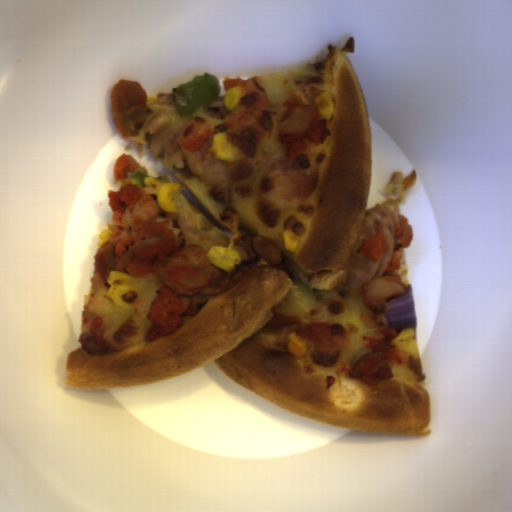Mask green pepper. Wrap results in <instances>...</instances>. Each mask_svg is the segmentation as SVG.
Masks as SVG:
<instances>
[{"label": "green pepper", "instance_id": "obj_1", "mask_svg": "<svg viewBox=\"0 0 512 512\" xmlns=\"http://www.w3.org/2000/svg\"><path fill=\"white\" fill-rule=\"evenodd\" d=\"M217 75L203 72L191 81L179 84L172 92V100L181 117L191 116L207 109L221 93Z\"/></svg>", "mask_w": 512, "mask_h": 512}, {"label": "green pepper", "instance_id": "obj_2", "mask_svg": "<svg viewBox=\"0 0 512 512\" xmlns=\"http://www.w3.org/2000/svg\"><path fill=\"white\" fill-rule=\"evenodd\" d=\"M292 285L297 288L300 292L317 301H325L330 298L343 284L340 282L331 290H310L306 283H302L301 280L294 277H288Z\"/></svg>", "mask_w": 512, "mask_h": 512}, {"label": "green pepper", "instance_id": "obj_3", "mask_svg": "<svg viewBox=\"0 0 512 512\" xmlns=\"http://www.w3.org/2000/svg\"><path fill=\"white\" fill-rule=\"evenodd\" d=\"M146 177L148 176L140 171H133L129 180H131L132 184L139 185V188H146L144 185V178Z\"/></svg>", "mask_w": 512, "mask_h": 512}]
</instances>
